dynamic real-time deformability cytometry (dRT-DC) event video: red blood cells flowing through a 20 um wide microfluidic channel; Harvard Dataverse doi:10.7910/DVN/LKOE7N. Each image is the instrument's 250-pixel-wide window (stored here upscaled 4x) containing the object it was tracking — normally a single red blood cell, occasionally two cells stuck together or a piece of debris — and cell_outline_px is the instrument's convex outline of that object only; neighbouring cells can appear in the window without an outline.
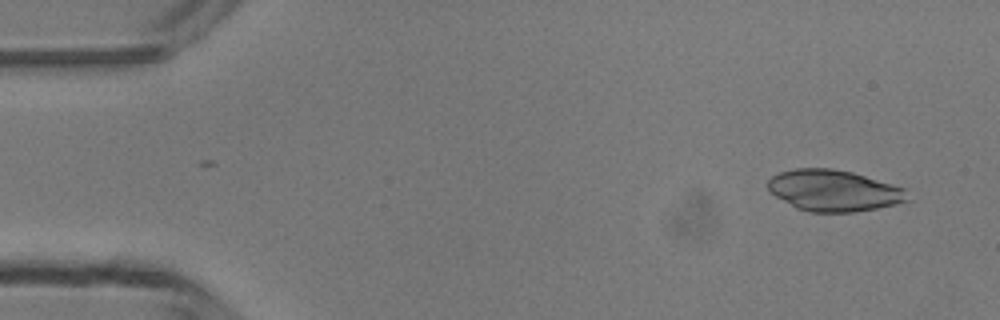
{"species": "common noctule bat (a hibernating species)", "species_latin": "Nyctalus noctula", "temperature_condition": "room temperature", "stored_images_in_passage": 46, "camera_frame_rate_fps": 3000, "um_per_image_px": 0.085, "animal": {"sex": "male", "body_mass_g": 13.3}, "frame": {"image": 1, "passage_image": 2, "time_ms": 0.333, "image_size_px": [1000, 320], "cell_outline_px": [[908, 200], [896, 204], [876, 208], [852, 212], [808, 212], [796, 208], [776, 196], [768, 188], [768, 180], [772, 176], [780, 172], [792, 168], [832, 168], [852, 172], [892, 184], [904, 188]], "centroid_in_image_um": [70.84, 16.19], "position_along_channel_um": 14.2, "area_um2": 33.35}}